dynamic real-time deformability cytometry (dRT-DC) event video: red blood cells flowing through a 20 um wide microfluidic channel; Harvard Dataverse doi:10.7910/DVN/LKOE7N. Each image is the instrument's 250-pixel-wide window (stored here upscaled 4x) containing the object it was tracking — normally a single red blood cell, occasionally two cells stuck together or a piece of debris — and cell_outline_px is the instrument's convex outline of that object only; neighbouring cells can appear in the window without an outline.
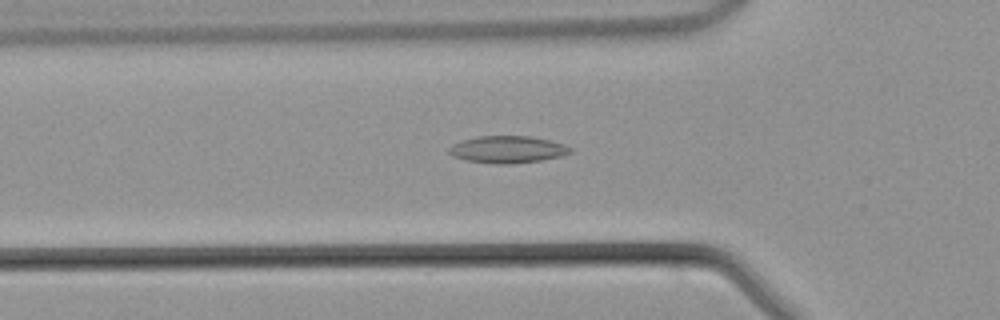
{"species": "common noctule bat (a hibernating species)", "species_latin": "Nyctalus noctula", "temperature_condition": "warm", "stored_images_in_passage": 43, "camera_frame_rate_fps": 3000, "um_per_image_px": 0.085, "animal": {"sex": "male", "body_mass_g": 21.5, "forearm_length_mm": 52.0}, "frame": {"image": 1, "passage_image": 13, "time_ms": 4.0, "image_size_px": [1000, 320], "cell_outline_px": [[572, 152], [560, 156], [540, 160], [508, 164], [496, 164], [468, 160], [452, 156], [448, 152], [448, 148], [464, 140], [480, 136], [528, 136], [548, 140], [564, 144], [572, 148]], "centroid_in_image_um": [43.16, 12.7], "position_along_channel_um": 82.6, "area_um2": 18.79}}
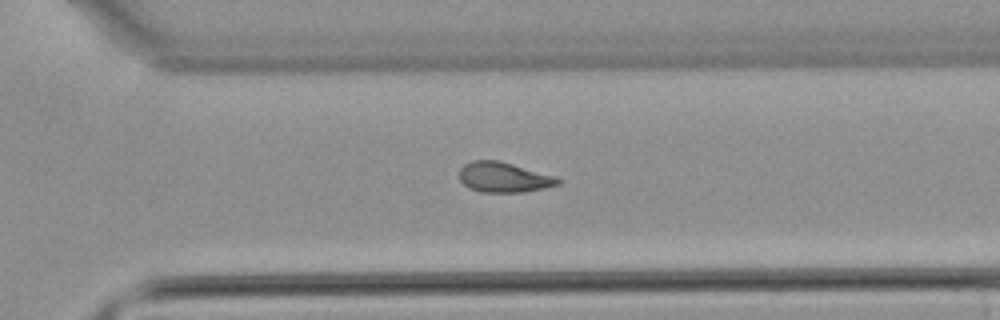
{"frame": {"image": 2, "passage_image": 29, "time_ms": 9.333, "image_size_px": [1000, 320], "cell_outline_px": [[560, 184], [544, 188], [524, 192], [480, 192], [468, 188], [460, 180], [460, 168], [464, 164], [472, 160], [496, 160], [512, 164], [556, 176], [560, 180]], "centroid_in_image_um": [42.81, 15.07], "position_along_channel_um": 327.8, "area_um2": 17.28}}
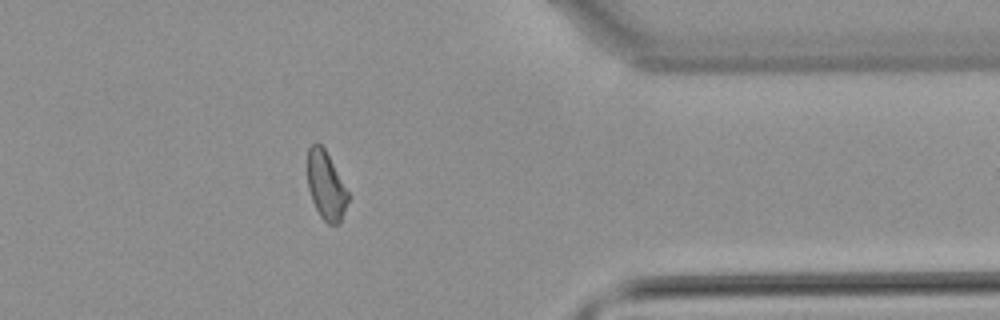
{"frame": {"image": 3, "passage_image": 34, "time_ms": 11.0, "image_size_px": [1000, 320], "cell_outline_px": [[348, 200], [340, 224], [328, 224], [320, 216], [312, 200], [308, 188], [308, 148], [312, 144], [320, 144], [324, 148], [348, 192]], "centroid_in_image_um": [27.7, 15.81], "position_along_channel_um": 383.7, "area_um2": 15.78}}